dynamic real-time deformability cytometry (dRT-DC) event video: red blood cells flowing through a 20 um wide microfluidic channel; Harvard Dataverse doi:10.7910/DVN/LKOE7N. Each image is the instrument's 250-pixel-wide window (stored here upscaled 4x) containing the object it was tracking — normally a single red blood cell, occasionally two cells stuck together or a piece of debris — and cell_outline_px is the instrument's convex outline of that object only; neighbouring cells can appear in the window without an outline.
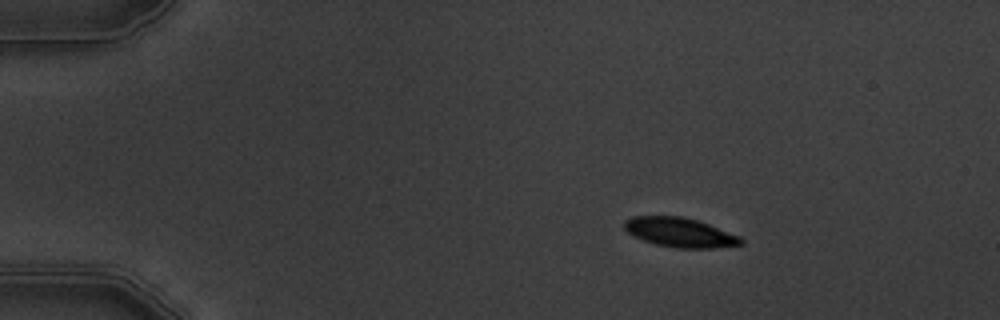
{"species": "common noctule bat (a hibernating species)", "species_latin": "Nyctalus noctula", "temperature_condition": "warm", "stored_images_in_passage": 5, "camera_frame_rate_fps": 3000, "um_per_image_px": 0.085, "animal": {"sex": "male", "body_mass_g": 19.5, "forearm_length_mm": 54.6}, "frame": {"image": 1, "passage_image": 2, "time_ms": 1.0, "image_size_px": [1000, 320], "cell_outline_px": [[744, 244], [712, 248], [676, 248], [656, 244], [644, 240], [628, 232], [624, 228], [624, 220], [632, 216], [684, 216], [708, 224], [740, 236], [744, 240]], "centroid_in_image_um": [57.8, 19.75], "position_along_channel_um": 27.2, "area_um2": 19.88}}
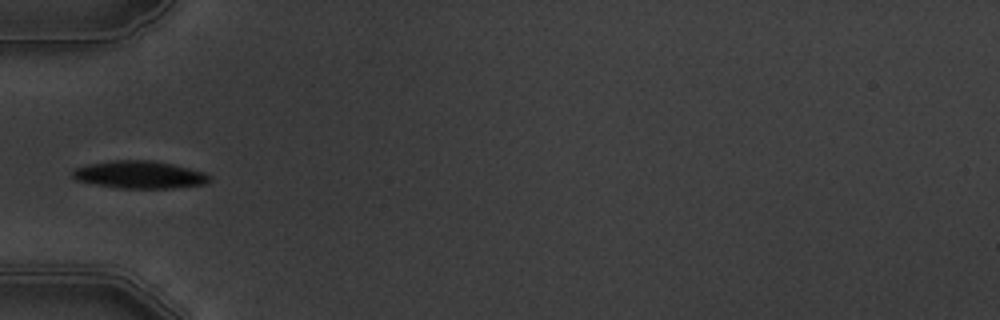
{"frame": {"image": 2, "passage_image": 5, "time_ms": 4.333, "image_size_px": [1000, 320], "cell_outline_px": [[212, 180], [204, 184], [172, 188], [116, 188], [92, 184], [76, 180], [72, 176], [72, 172], [76, 168], [88, 164], [112, 160], [152, 160], [172, 164], [204, 172], [212, 176]], "centroid_in_image_um": [11.86, 14.85], "position_along_channel_um": 73.1, "area_um2": 22.08}}